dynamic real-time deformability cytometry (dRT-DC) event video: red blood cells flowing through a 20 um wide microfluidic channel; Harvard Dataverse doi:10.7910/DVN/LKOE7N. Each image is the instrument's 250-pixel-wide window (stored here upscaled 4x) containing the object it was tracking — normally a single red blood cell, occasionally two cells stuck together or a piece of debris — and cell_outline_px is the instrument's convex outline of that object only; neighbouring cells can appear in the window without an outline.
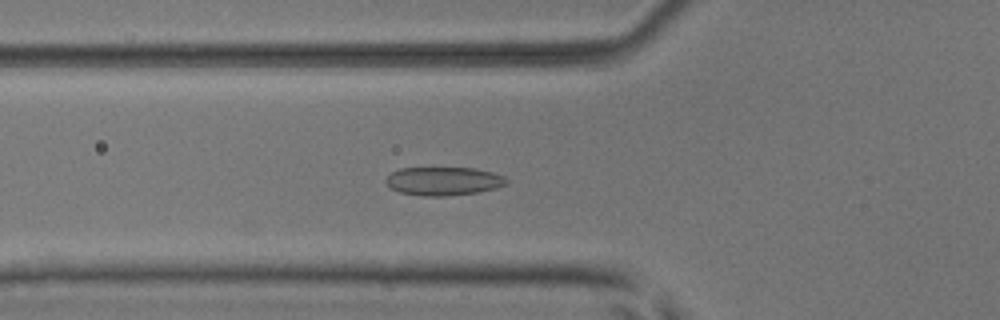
{"species": "common noctule bat (a hibernating species)", "species_latin": "Nyctalus noctula", "temperature_condition": "room temperature", "stored_images_in_passage": 47, "camera_frame_rate_fps": 3000, "um_per_image_px": 0.085, "animal": {"sex": "male", "body_mass_g": 17.9, "forearm_length_mm": 54.2}, "frame": {"image": 1, "passage_image": 14, "time_ms": 4.333, "image_size_px": [1000, 320], "cell_outline_px": [[508, 184], [496, 188], [480, 192], [444, 196], [424, 196], [400, 192], [392, 188], [384, 180], [392, 172], [400, 168], [476, 168], [492, 172], [504, 176], [508, 180]], "centroid_in_image_um": [37.74, 15.39], "position_along_channel_um": 88.1, "area_um2": 20.0}}
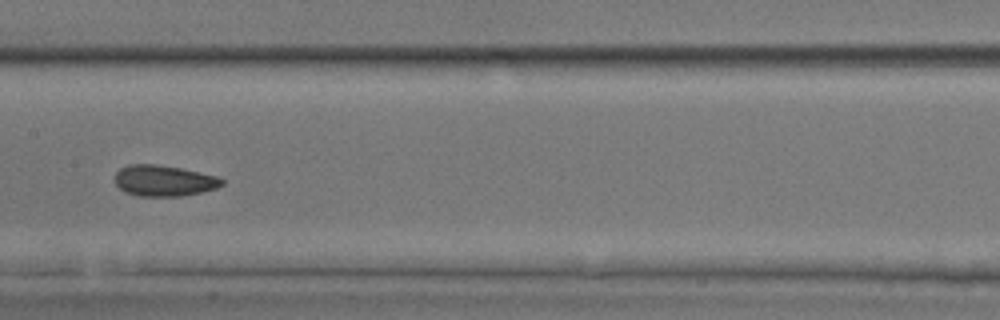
{"frame": {"image": 2, "passage_image": 22, "time_ms": 7.0, "image_size_px": [1000, 320], "cell_outline_px": [[224, 184], [216, 188], [200, 192], [180, 196], [140, 196], [124, 192], [116, 184], [116, 172], [120, 168], [128, 164], [156, 164], [180, 168], [216, 176], [224, 180]], "centroid_in_image_um": [13.91, 15.35], "position_along_channel_um": 193.5, "area_um2": 19.19}}
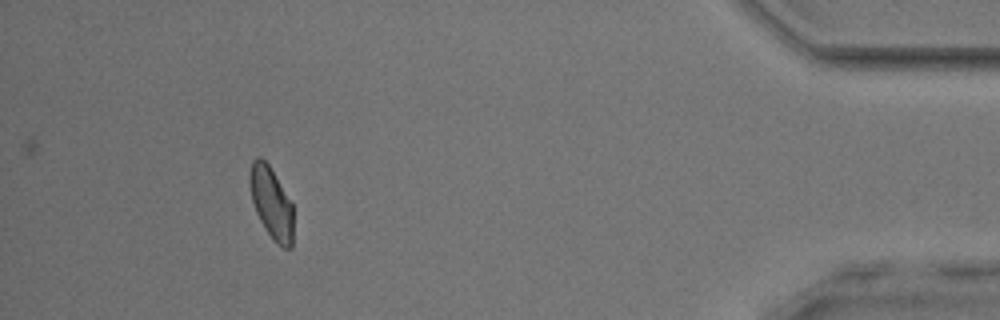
{"frame": {"image": 3, "passage_image": 43, "time_ms": 14.0, "image_size_px": [1000, 320], "cell_outline_px": [[292, 248], [284, 248], [272, 240], [264, 228], [256, 212], [252, 200], [248, 176], [252, 160], [256, 156], [260, 156], [268, 164], [292, 204]], "centroid_in_image_um": [23.03, 17.24], "position_along_channel_um": 412.2, "area_um2": 18.03}, "authors_computed_cell_mechanics": {"area_um2": 19.1896, "velocity_mm_per_s": 3.9534, "shape_relaxation_time_tau1_ms": 4.0043, "shape_relaxation_time_tau2_ms": 1.564, "deformation_change_tau1": 0.095, "deformation_change_tau2": 0.0733}}